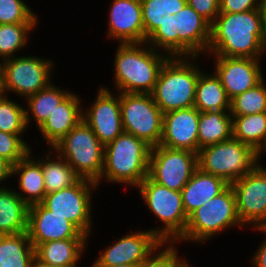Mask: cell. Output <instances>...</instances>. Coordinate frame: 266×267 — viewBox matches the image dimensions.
<instances>
[{
	"instance_id": "cell-1",
	"label": "cell",
	"mask_w": 266,
	"mask_h": 267,
	"mask_svg": "<svg viewBox=\"0 0 266 267\" xmlns=\"http://www.w3.org/2000/svg\"><path fill=\"white\" fill-rule=\"evenodd\" d=\"M206 56L266 59V36L258 9L219 13L211 24Z\"/></svg>"
},
{
	"instance_id": "cell-2",
	"label": "cell",
	"mask_w": 266,
	"mask_h": 267,
	"mask_svg": "<svg viewBox=\"0 0 266 267\" xmlns=\"http://www.w3.org/2000/svg\"><path fill=\"white\" fill-rule=\"evenodd\" d=\"M113 59L114 91L152 94L160 71L170 58L145 43L117 44Z\"/></svg>"
},
{
	"instance_id": "cell-3",
	"label": "cell",
	"mask_w": 266,
	"mask_h": 267,
	"mask_svg": "<svg viewBox=\"0 0 266 267\" xmlns=\"http://www.w3.org/2000/svg\"><path fill=\"white\" fill-rule=\"evenodd\" d=\"M151 148L143 140L125 132L106 144L98 188L103 181L136 188L148 176Z\"/></svg>"
},
{
	"instance_id": "cell-4",
	"label": "cell",
	"mask_w": 266,
	"mask_h": 267,
	"mask_svg": "<svg viewBox=\"0 0 266 267\" xmlns=\"http://www.w3.org/2000/svg\"><path fill=\"white\" fill-rule=\"evenodd\" d=\"M203 56L170 57L163 65L152 96L163 114L194 106ZM199 59V60H198Z\"/></svg>"
},
{
	"instance_id": "cell-5",
	"label": "cell",
	"mask_w": 266,
	"mask_h": 267,
	"mask_svg": "<svg viewBox=\"0 0 266 267\" xmlns=\"http://www.w3.org/2000/svg\"><path fill=\"white\" fill-rule=\"evenodd\" d=\"M246 229L237 215L235 193L229 185L218 196L213 197L208 203L194 210L189 216L184 234L173 244L194 243L207 244L211 238H217L229 230ZM215 236V237H214ZM198 242V243H197ZM200 243V244H199Z\"/></svg>"
},
{
	"instance_id": "cell-6",
	"label": "cell",
	"mask_w": 266,
	"mask_h": 267,
	"mask_svg": "<svg viewBox=\"0 0 266 267\" xmlns=\"http://www.w3.org/2000/svg\"><path fill=\"white\" fill-rule=\"evenodd\" d=\"M146 208L161 225L149 228L165 245H173L185 232L188 216L181 191L171 190L147 176L136 188Z\"/></svg>"
},
{
	"instance_id": "cell-7",
	"label": "cell",
	"mask_w": 266,
	"mask_h": 267,
	"mask_svg": "<svg viewBox=\"0 0 266 267\" xmlns=\"http://www.w3.org/2000/svg\"><path fill=\"white\" fill-rule=\"evenodd\" d=\"M104 148L91 127L82 119L52 149L74 169L80 179L100 182Z\"/></svg>"
},
{
	"instance_id": "cell-8",
	"label": "cell",
	"mask_w": 266,
	"mask_h": 267,
	"mask_svg": "<svg viewBox=\"0 0 266 267\" xmlns=\"http://www.w3.org/2000/svg\"><path fill=\"white\" fill-rule=\"evenodd\" d=\"M258 153L235 138L204 147L197 154L198 168L228 184L242 178L260 163Z\"/></svg>"
},
{
	"instance_id": "cell-9",
	"label": "cell",
	"mask_w": 266,
	"mask_h": 267,
	"mask_svg": "<svg viewBox=\"0 0 266 267\" xmlns=\"http://www.w3.org/2000/svg\"><path fill=\"white\" fill-rule=\"evenodd\" d=\"M55 64L52 58L34 54H19L2 61L4 95L15 94L24 101L28 96L36 94L53 82Z\"/></svg>"
},
{
	"instance_id": "cell-10",
	"label": "cell",
	"mask_w": 266,
	"mask_h": 267,
	"mask_svg": "<svg viewBox=\"0 0 266 267\" xmlns=\"http://www.w3.org/2000/svg\"><path fill=\"white\" fill-rule=\"evenodd\" d=\"M96 190H100L96 183L79 179L68 188L46 194L41 204L53 214L65 217L73 223L90 241L94 233L92 199Z\"/></svg>"
},
{
	"instance_id": "cell-11",
	"label": "cell",
	"mask_w": 266,
	"mask_h": 267,
	"mask_svg": "<svg viewBox=\"0 0 266 267\" xmlns=\"http://www.w3.org/2000/svg\"><path fill=\"white\" fill-rule=\"evenodd\" d=\"M120 109L125 133L134 135L151 147L160 144L163 112L152 94L120 93Z\"/></svg>"
},
{
	"instance_id": "cell-12",
	"label": "cell",
	"mask_w": 266,
	"mask_h": 267,
	"mask_svg": "<svg viewBox=\"0 0 266 267\" xmlns=\"http://www.w3.org/2000/svg\"><path fill=\"white\" fill-rule=\"evenodd\" d=\"M230 185L241 224L248 230L266 228V165L259 163Z\"/></svg>"
},
{
	"instance_id": "cell-13",
	"label": "cell",
	"mask_w": 266,
	"mask_h": 267,
	"mask_svg": "<svg viewBox=\"0 0 266 267\" xmlns=\"http://www.w3.org/2000/svg\"><path fill=\"white\" fill-rule=\"evenodd\" d=\"M197 168V153L162 145L151 148L148 176L171 190L181 191Z\"/></svg>"
},
{
	"instance_id": "cell-14",
	"label": "cell",
	"mask_w": 266,
	"mask_h": 267,
	"mask_svg": "<svg viewBox=\"0 0 266 267\" xmlns=\"http://www.w3.org/2000/svg\"><path fill=\"white\" fill-rule=\"evenodd\" d=\"M126 235L115 241L99 252L96 260L101 265L116 266L129 264L140 266L149 261L165 244L152 232L147 230L126 231Z\"/></svg>"
},
{
	"instance_id": "cell-15",
	"label": "cell",
	"mask_w": 266,
	"mask_h": 267,
	"mask_svg": "<svg viewBox=\"0 0 266 267\" xmlns=\"http://www.w3.org/2000/svg\"><path fill=\"white\" fill-rule=\"evenodd\" d=\"M92 105L82 107V119L91 127L94 134L105 146L124 130L122 126L120 93L110 90L104 84L97 88Z\"/></svg>"
},
{
	"instance_id": "cell-16",
	"label": "cell",
	"mask_w": 266,
	"mask_h": 267,
	"mask_svg": "<svg viewBox=\"0 0 266 267\" xmlns=\"http://www.w3.org/2000/svg\"><path fill=\"white\" fill-rule=\"evenodd\" d=\"M207 57H212V69L219 77L230 100L255 87L266 77L263 73L265 69L262 67L264 59L224 56H205V59Z\"/></svg>"
},
{
	"instance_id": "cell-17",
	"label": "cell",
	"mask_w": 266,
	"mask_h": 267,
	"mask_svg": "<svg viewBox=\"0 0 266 267\" xmlns=\"http://www.w3.org/2000/svg\"><path fill=\"white\" fill-rule=\"evenodd\" d=\"M106 34L117 44L145 43L141 0H112Z\"/></svg>"
},
{
	"instance_id": "cell-18",
	"label": "cell",
	"mask_w": 266,
	"mask_h": 267,
	"mask_svg": "<svg viewBox=\"0 0 266 267\" xmlns=\"http://www.w3.org/2000/svg\"><path fill=\"white\" fill-rule=\"evenodd\" d=\"M27 234L34 248L51 240L88 239L73 223L41 203L28 208Z\"/></svg>"
},
{
	"instance_id": "cell-19",
	"label": "cell",
	"mask_w": 266,
	"mask_h": 267,
	"mask_svg": "<svg viewBox=\"0 0 266 267\" xmlns=\"http://www.w3.org/2000/svg\"><path fill=\"white\" fill-rule=\"evenodd\" d=\"M199 118L200 111L194 106L163 114L162 137L159 145L198 154Z\"/></svg>"
},
{
	"instance_id": "cell-20",
	"label": "cell",
	"mask_w": 266,
	"mask_h": 267,
	"mask_svg": "<svg viewBox=\"0 0 266 267\" xmlns=\"http://www.w3.org/2000/svg\"><path fill=\"white\" fill-rule=\"evenodd\" d=\"M178 32V57L203 56L211 40V24L188 4L174 14Z\"/></svg>"
},
{
	"instance_id": "cell-21",
	"label": "cell",
	"mask_w": 266,
	"mask_h": 267,
	"mask_svg": "<svg viewBox=\"0 0 266 267\" xmlns=\"http://www.w3.org/2000/svg\"><path fill=\"white\" fill-rule=\"evenodd\" d=\"M80 94L72 91L38 129L43 143L52 148L82 120L83 102Z\"/></svg>"
},
{
	"instance_id": "cell-22",
	"label": "cell",
	"mask_w": 266,
	"mask_h": 267,
	"mask_svg": "<svg viewBox=\"0 0 266 267\" xmlns=\"http://www.w3.org/2000/svg\"><path fill=\"white\" fill-rule=\"evenodd\" d=\"M34 148L15 165L12 178L17 176L16 194L28 205L41 203L46 195L42 170V156L33 155ZM39 157V158H38Z\"/></svg>"
},
{
	"instance_id": "cell-23",
	"label": "cell",
	"mask_w": 266,
	"mask_h": 267,
	"mask_svg": "<svg viewBox=\"0 0 266 267\" xmlns=\"http://www.w3.org/2000/svg\"><path fill=\"white\" fill-rule=\"evenodd\" d=\"M229 185L223 178L207 174L197 168L181 190L186 215L189 216L194 210L208 203Z\"/></svg>"
},
{
	"instance_id": "cell-24",
	"label": "cell",
	"mask_w": 266,
	"mask_h": 267,
	"mask_svg": "<svg viewBox=\"0 0 266 267\" xmlns=\"http://www.w3.org/2000/svg\"><path fill=\"white\" fill-rule=\"evenodd\" d=\"M88 239L51 240L37 245L35 257L43 263L60 267H79Z\"/></svg>"
},
{
	"instance_id": "cell-25",
	"label": "cell",
	"mask_w": 266,
	"mask_h": 267,
	"mask_svg": "<svg viewBox=\"0 0 266 267\" xmlns=\"http://www.w3.org/2000/svg\"><path fill=\"white\" fill-rule=\"evenodd\" d=\"M54 83L51 82L47 87L24 100L27 129H30L32 126L30 124L34 122L33 124H36L35 127H37L35 129L38 130L56 107L72 92L70 89L58 87Z\"/></svg>"
},
{
	"instance_id": "cell-26",
	"label": "cell",
	"mask_w": 266,
	"mask_h": 267,
	"mask_svg": "<svg viewBox=\"0 0 266 267\" xmlns=\"http://www.w3.org/2000/svg\"><path fill=\"white\" fill-rule=\"evenodd\" d=\"M28 208L14 188H0V235L27 232Z\"/></svg>"
},
{
	"instance_id": "cell-27",
	"label": "cell",
	"mask_w": 266,
	"mask_h": 267,
	"mask_svg": "<svg viewBox=\"0 0 266 267\" xmlns=\"http://www.w3.org/2000/svg\"><path fill=\"white\" fill-rule=\"evenodd\" d=\"M203 69L196 83L194 107L200 112L230 110L228 98L215 72Z\"/></svg>"
},
{
	"instance_id": "cell-28",
	"label": "cell",
	"mask_w": 266,
	"mask_h": 267,
	"mask_svg": "<svg viewBox=\"0 0 266 267\" xmlns=\"http://www.w3.org/2000/svg\"><path fill=\"white\" fill-rule=\"evenodd\" d=\"M230 110L200 112L198 121L199 150L233 137Z\"/></svg>"
},
{
	"instance_id": "cell-29",
	"label": "cell",
	"mask_w": 266,
	"mask_h": 267,
	"mask_svg": "<svg viewBox=\"0 0 266 267\" xmlns=\"http://www.w3.org/2000/svg\"><path fill=\"white\" fill-rule=\"evenodd\" d=\"M44 152L47 153L41 155L46 194L68 188L80 179L68 162L54 149L47 148Z\"/></svg>"
},
{
	"instance_id": "cell-30",
	"label": "cell",
	"mask_w": 266,
	"mask_h": 267,
	"mask_svg": "<svg viewBox=\"0 0 266 267\" xmlns=\"http://www.w3.org/2000/svg\"><path fill=\"white\" fill-rule=\"evenodd\" d=\"M34 258L27 232L0 235V267H32Z\"/></svg>"
},
{
	"instance_id": "cell-31",
	"label": "cell",
	"mask_w": 266,
	"mask_h": 267,
	"mask_svg": "<svg viewBox=\"0 0 266 267\" xmlns=\"http://www.w3.org/2000/svg\"><path fill=\"white\" fill-rule=\"evenodd\" d=\"M233 138L259 153L266 142V112L232 116Z\"/></svg>"
},
{
	"instance_id": "cell-32",
	"label": "cell",
	"mask_w": 266,
	"mask_h": 267,
	"mask_svg": "<svg viewBox=\"0 0 266 267\" xmlns=\"http://www.w3.org/2000/svg\"><path fill=\"white\" fill-rule=\"evenodd\" d=\"M38 24H0V62L19 56ZM18 52V53H17Z\"/></svg>"
},
{
	"instance_id": "cell-33",
	"label": "cell",
	"mask_w": 266,
	"mask_h": 267,
	"mask_svg": "<svg viewBox=\"0 0 266 267\" xmlns=\"http://www.w3.org/2000/svg\"><path fill=\"white\" fill-rule=\"evenodd\" d=\"M144 34L147 38L159 27L167 14L179 13L187 5L186 0H141Z\"/></svg>"
},
{
	"instance_id": "cell-34",
	"label": "cell",
	"mask_w": 266,
	"mask_h": 267,
	"mask_svg": "<svg viewBox=\"0 0 266 267\" xmlns=\"http://www.w3.org/2000/svg\"><path fill=\"white\" fill-rule=\"evenodd\" d=\"M231 116H245L266 112V77L255 87L230 100Z\"/></svg>"
},
{
	"instance_id": "cell-35",
	"label": "cell",
	"mask_w": 266,
	"mask_h": 267,
	"mask_svg": "<svg viewBox=\"0 0 266 267\" xmlns=\"http://www.w3.org/2000/svg\"><path fill=\"white\" fill-rule=\"evenodd\" d=\"M146 43L170 57H178V32L174 15H166L159 27L147 38Z\"/></svg>"
},
{
	"instance_id": "cell-36",
	"label": "cell",
	"mask_w": 266,
	"mask_h": 267,
	"mask_svg": "<svg viewBox=\"0 0 266 267\" xmlns=\"http://www.w3.org/2000/svg\"><path fill=\"white\" fill-rule=\"evenodd\" d=\"M10 97L0 96V131L23 135L28 130L25 121V106H22V102L19 104L14 99L11 100Z\"/></svg>"
},
{
	"instance_id": "cell-37",
	"label": "cell",
	"mask_w": 266,
	"mask_h": 267,
	"mask_svg": "<svg viewBox=\"0 0 266 267\" xmlns=\"http://www.w3.org/2000/svg\"><path fill=\"white\" fill-rule=\"evenodd\" d=\"M36 13L25 0H0V24H39Z\"/></svg>"
},
{
	"instance_id": "cell-38",
	"label": "cell",
	"mask_w": 266,
	"mask_h": 267,
	"mask_svg": "<svg viewBox=\"0 0 266 267\" xmlns=\"http://www.w3.org/2000/svg\"><path fill=\"white\" fill-rule=\"evenodd\" d=\"M22 136L0 131V157L13 165L23 159L32 147Z\"/></svg>"
},
{
	"instance_id": "cell-39",
	"label": "cell",
	"mask_w": 266,
	"mask_h": 267,
	"mask_svg": "<svg viewBox=\"0 0 266 267\" xmlns=\"http://www.w3.org/2000/svg\"><path fill=\"white\" fill-rule=\"evenodd\" d=\"M179 248L175 245H165L149 261L139 267H186L190 261L186 255H179Z\"/></svg>"
},
{
	"instance_id": "cell-40",
	"label": "cell",
	"mask_w": 266,
	"mask_h": 267,
	"mask_svg": "<svg viewBox=\"0 0 266 267\" xmlns=\"http://www.w3.org/2000/svg\"><path fill=\"white\" fill-rule=\"evenodd\" d=\"M198 14L212 24L219 15L220 0H186Z\"/></svg>"
},
{
	"instance_id": "cell-41",
	"label": "cell",
	"mask_w": 266,
	"mask_h": 267,
	"mask_svg": "<svg viewBox=\"0 0 266 267\" xmlns=\"http://www.w3.org/2000/svg\"><path fill=\"white\" fill-rule=\"evenodd\" d=\"M259 0H220V13H243L258 9Z\"/></svg>"
},
{
	"instance_id": "cell-42",
	"label": "cell",
	"mask_w": 266,
	"mask_h": 267,
	"mask_svg": "<svg viewBox=\"0 0 266 267\" xmlns=\"http://www.w3.org/2000/svg\"><path fill=\"white\" fill-rule=\"evenodd\" d=\"M251 231H256L258 233L264 234V237L266 236V228H255ZM255 253H252V257H250V266L253 267H266V237L262 242H260V245L257 247V249L254 251Z\"/></svg>"
},
{
	"instance_id": "cell-43",
	"label": "cell",
	"mask_w": 266,
	"mask_h": 267,
	"mask_svg": "<svg viewBox=\"0 0 266 267\" xmlns=\"http://www.w3.org/2000/svg\"><path fill=\"white\" fill-rule=\"evenodd\" d=\"M13 174V164L5 158L0 157V188L8 187L7 181L11 179ZM9 179V180H8Z\"/></svg>"
},
{
	"instance_id": "cell-44",
	"label": "cell",
	"mask_w": 266,
	"mask_h": 267,
	"mask_svg": "<svg viewBox=\"0 0 266 267\" xmlns=\"http://www.w3.org/2000/svg\"><path fill=\"white\" fill-rule=\"evenodd\" d=\"M258 11L260 13V18L262 20L263 31L266 36V0H259Z\"/></svg>"
},
{
	"instance_id": "cell-45",
	"label": "cell",
	"mask_w": 266,
	"mask_h": 267,
	"mask_svg": "<svg viewBox=\"0 0 266 267\" xmlns=\"http://www.w3.org/2000/svg\"><path fill=\"white\" fill-rule=\"evenodd\" d=\"M92 265L88 267H138L136 265H129V264H119L116 266H106V265H101L96 259L93 261Z\"/></svg>"
},
{
	"instance_id": "cell-46",
	"label": "cell",
	"mask_w": 266,
	"mask_h": 267,
	"mask_svg": "<svg viewBox=\"0 0 266 267\" xmlns=\"http://www.w3.org/2000/svg\"><path fill=\"white\" fill-rule=\"evenodd\" d=\"M32 267H60V266H55V265H50V264H46L43 262H40L36 257L33 260V264Z\"/></svg>"
},
{
	"instance_id": "cell-47",
	"label": "cell",
	"mask_w": 266,
	"mask_h": 267,
	"mask_svg": "<svg viewBox=\"0 0 266 267\" xmlns=\"http://www.w3.org/2000/svg\"><path fill=\"white\" fill-rule=\"evenodd\" d=\"M4 95L3 91V79H2V65L0 62V96Z\"/></svg>"
},
{
	"instance_id": "cell-48",
	"label": "cell",
	"mask_w": 266,
	"mask_h": 267,
	"mask_svg": "<svg viewBox=\"0 0 266 267\" xmlns=\"http://www.w3.org/2000/svg\"><path fill=\"white\" fill-rule=\"evenodd\" d=\"M264 153L266 154V142H265V144L263 146V149L258 153L260 161H262L263 156H265Z\"/></svg>"
}]
</instances>
